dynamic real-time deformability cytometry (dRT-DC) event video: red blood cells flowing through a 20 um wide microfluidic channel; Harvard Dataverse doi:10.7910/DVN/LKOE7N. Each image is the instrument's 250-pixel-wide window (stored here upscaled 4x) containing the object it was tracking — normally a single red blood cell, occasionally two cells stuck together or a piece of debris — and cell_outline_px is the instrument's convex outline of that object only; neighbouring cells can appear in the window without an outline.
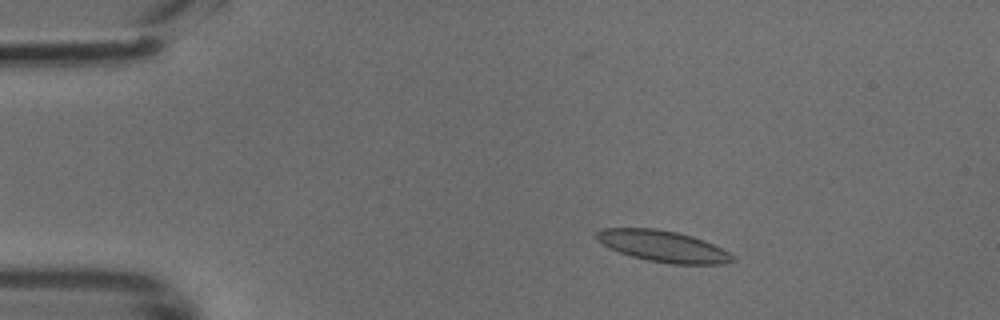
{"species": "common noctule bat (a hibernating species)", "species_latin": "Nyctalus noctula", "temperature_condition": "cold", "stored_images_in_passage": 50, "camera_frame_rate_fps": 3000, "um_per_image_px": 0.085, "animal": {"sex": "male", "body_mass_g": 18.8}, "frame": {"image": 1, "passage_image": 9, "time_ms": 2.667, "image_size_px": [1000, 320], "cell_outline_px": [[736, 260], [724, 264], [672, 264], [648, 260], [632, 256], [608, 248], [596, 240], [592, 236], [596, 232], [604, 228], [656, 228], [676, 232], [692, 236], [704, 240], [736, 256]], "centroid_in_image_um": [56.33, 20.93], "position_along_channel_um": 28.7, "area_um2": 24.91}}
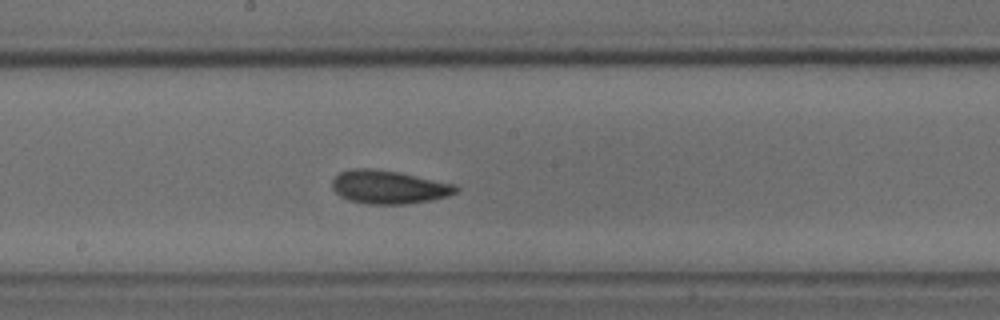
{"frame": {"image": 2, "passage_image": 27, "time_ms": 8.667, "image_size_px": [1000, 320], "cell_outline_px": [[460, 188], [456, 192], [448, 196], [432, 200], [404, 204], [368, 204], [348, 200], [340, 196], [332, 188], [332, 180], [340, 172], [348, 168], [372, 168], [400, 172], [456, 184]], "centroid_in_image_um": [33.05, 15.89], "position_along_channel_um": 215.2, "area_um2": 24.33}}
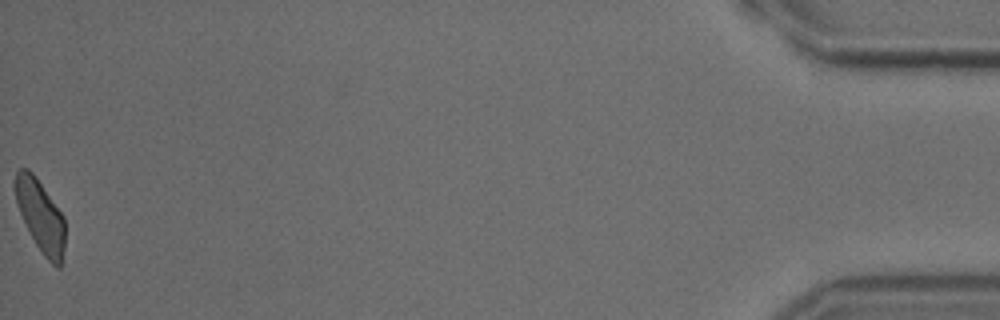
{"frame": {"image": 3, "passage_image": 50, "time_ms": 16.333, "image_size_px": [1000, 320], "cell_outline_px": [[64, 248], [60, 268], [56, 268], [44, 256], [36, 244], [16, 204], [12, 184], [16, 172], [20, 168], [28, 168], [36, 176], [64, 216]], "centroid_in_image_um": [3.42, 18.3], "position_along_channel_um": 431.8, "area_um2": 20.98}}